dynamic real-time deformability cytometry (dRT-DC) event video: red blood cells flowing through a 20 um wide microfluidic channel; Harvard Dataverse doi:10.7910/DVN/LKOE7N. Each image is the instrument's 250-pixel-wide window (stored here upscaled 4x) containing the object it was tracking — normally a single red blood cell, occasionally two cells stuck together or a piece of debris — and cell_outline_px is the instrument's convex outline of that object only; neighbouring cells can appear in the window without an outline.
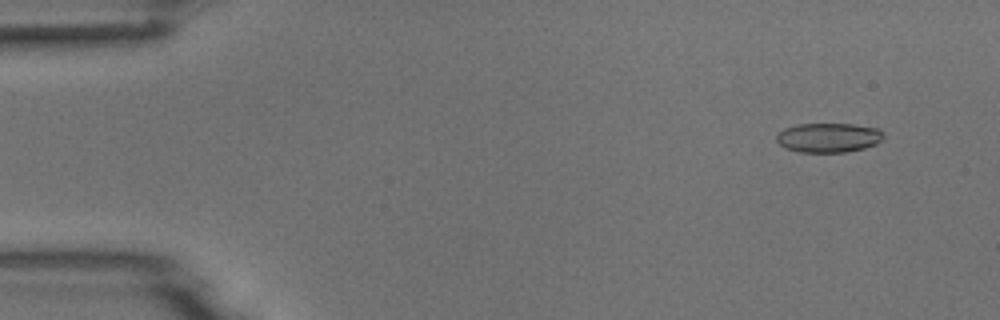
{"species": "common noctule bat (a hibernating species)", "species_latin": "Nyctalus noctula", "temperature_condition": "room temperature", "stored_images_in_passage": 6, "camera_frame_rate_fps": 3000, "um_per_image_px": 0.085, "animal": {"sex": "male", "body_mass_g": 18.8}, "frame": {"image": 1, "passage_image": 2, "time_ms": 0.333, "image_size_px": [1000, 320], "cell_outline_px": [[884, 136], [876, 144], [864, 148], [844, 152], [800, 152], [784, 148], [776, 140], [776, 136], [784, 128], [796, 124], [852, 124], [876, 128]], "centroid_in_image_um": [70.38, 11.7], "position_along_channel_um": 14.6, "area_um2": 18.21}}
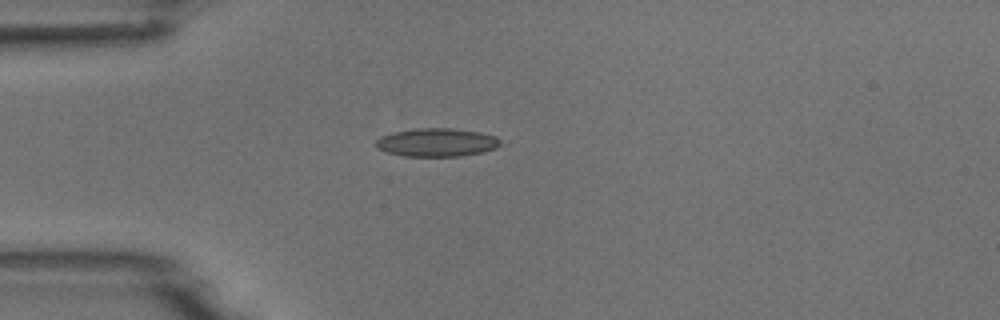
{"frame": {"image": 2, "passage_image": 5, "time_ms": 1.333, "image_size_px": [1000, 320], "cell_outline_px": [[508, 144], [484, 152], [460, 156], [404, 156], [388, 152], [376, 148], [376, 140], [380, 136], [392, 132], [416, 128], [452, 128], [480, 132], [496, 136]], "centroid_in_image_um": [37.2, 12.1], "position_along_channel_um": 47.8, "area_um2": 20.92}}